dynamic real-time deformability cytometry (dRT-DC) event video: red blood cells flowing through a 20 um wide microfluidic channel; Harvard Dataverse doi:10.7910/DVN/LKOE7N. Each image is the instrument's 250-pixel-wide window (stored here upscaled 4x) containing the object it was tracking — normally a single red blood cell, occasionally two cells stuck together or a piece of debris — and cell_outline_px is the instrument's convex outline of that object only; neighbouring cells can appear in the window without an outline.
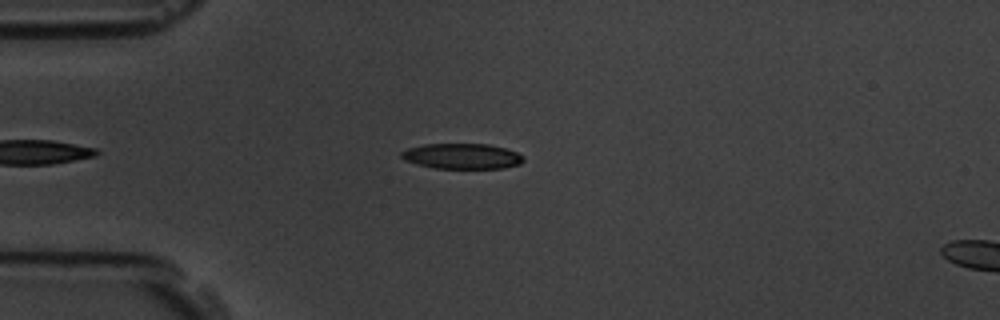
{"species": "common noctule bat (a hibernating species)", "species_latin": "Nyctalus noctula", "temperature_condition": "room temperature", "stored_images_in_passage": 44, "camera_frame_rate_fps": 3000, "um_per_image_px": 0.085, "animal": {"sex": "male", "body_mass_g": 19.5, "forearm_length_mm": 54.6}, "frame": {"image": 1, "passage_image": 5, "time_ms": 1.333, "image_size_px": [1000, 320], "cell_outline_px": [[524, 160], [520, 164], [504, 168], [436, 168], [416, 164], [404, 160], [400, 156], [400, 152], [408, 148], [424, 144], [488, 144], [504, 148], [516, 152], [524, 156]], "centroid_in_image_um": [39.26, 13.27], "position_along_channel_um": 45.7, "area_um2": 18.09}}
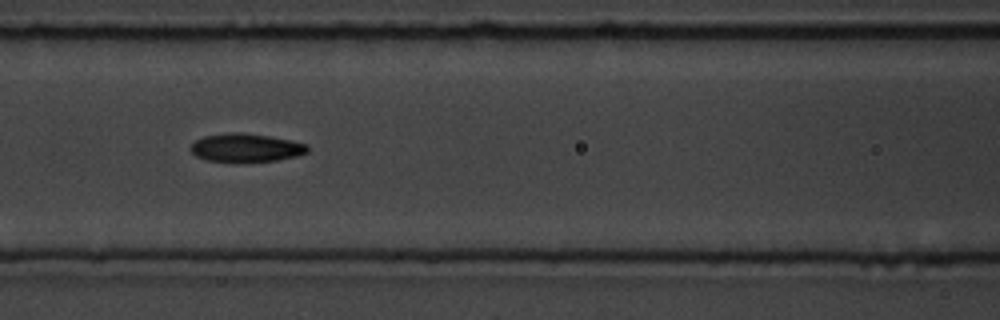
{"frame": {"image": 2, "passage_image": 15, "time_ms": 4.667, "image_size_px": [1000, 320], "cell_outline_px": [[308, 152], [296, 156], [276, 160], [236, 164], [208, 160], [196, 156], [188, 148], [196, 140], [204, 136], [232, 132], [240, 132], [268, 136], [308, 144]], "centroid_in_image_um": [20.87, 12.59], "position_along_channel_um": 145.7, "area_um2": 19.65}}
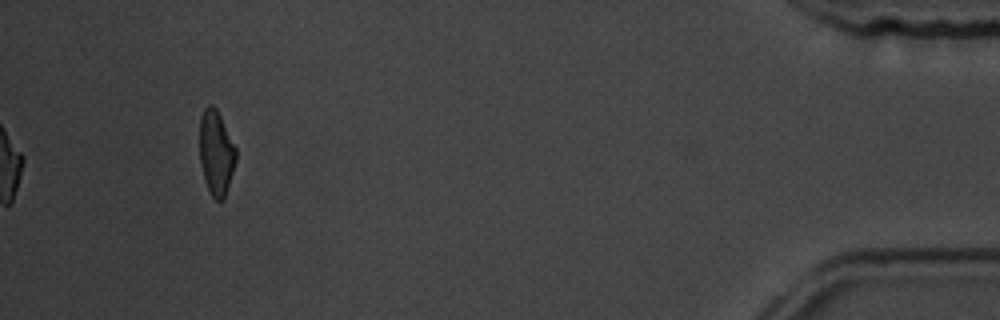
{"frame": {"image": 3, "passage_image": 44, "time_ms": 14.333, "image_size_px": [1000, 320], "cell_outline_px": [[236, 160], [224, 200], [216, 200], [212, 196], [204, 180], [200, 164], [200, 116], [204, 108], [208, 104], [212, 104], [216, 108], [236, 148]], "centroid_in_image_um": [18.36, 12.98], "position_along_channel_um": 416.8, "area_um2": 17.86}, "authors_computed_cell_mechanics": {"area_um2": 18.6694, "velocity_mm_per_s": 3.5415, "shape_relaxation_time_tau1_ms": 3.588, "shape_relaxation_time_tau2_ms": 1.0848, "deformation_change_tau1": 0.1571, "deformation_change_tau2": 0.0698}}